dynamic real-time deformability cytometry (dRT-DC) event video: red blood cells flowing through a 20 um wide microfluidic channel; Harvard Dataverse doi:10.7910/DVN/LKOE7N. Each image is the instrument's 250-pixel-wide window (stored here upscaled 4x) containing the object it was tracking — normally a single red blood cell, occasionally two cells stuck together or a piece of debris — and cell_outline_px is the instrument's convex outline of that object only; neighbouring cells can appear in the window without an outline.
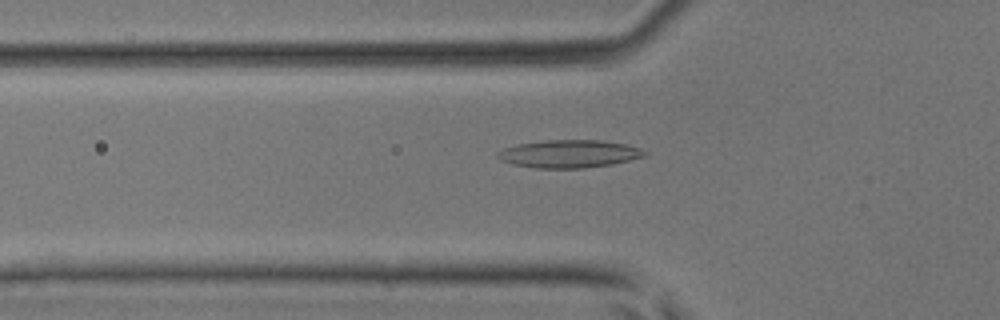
{"species": "common noctule bat (a hibernating species)", "species_latin": "Nyctalus noctula", "temperature_condition": "room temperature", "stored_images_in_passage": 44, "camera_frame_rate_fps": 3000, "um_per_image_px": 0.085, "animal": {"sex": "male", "body_mass_g": 17.9, "forearm_length_mm": 54.2}, "frame": {"image": 1, "passage_image": 15, "time_ms": 4.667, "image_size_px": [1000, 320], "cell_outline_px": [[648, 156], [612, 164], [584, 168], [536, 168], [512, 164], [500, 160], [496, 156], [496, 152], [504, 148], [516, 144], [544, 140], [600, 140], [624, 144], [640, 148], [648, 152]], "centroid_in_image_um": [48.37, 13.07], "position_along_channel_um": 77.4, "area_um2": 23.99}}
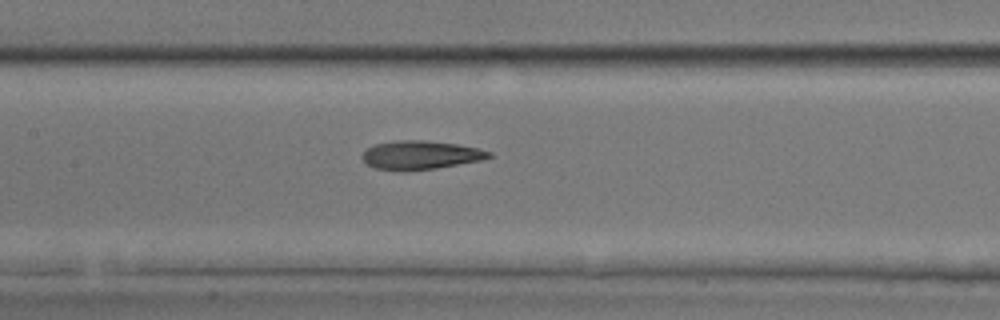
{"frame": {"image": 2, "passage_image": 21, "time_ms": 6.667, "image_size_px": [1000, 320], "cell_outline_px": [[492, 156], [480, 160], [436, 168], [408, 172], [376, 168], [368, 164], [360, 156], [368, 148], [376, 144], [396, 140], [424, 140], [456, 144], [476, 148], [492, 152]], "centroid_in_image_um": [35.72, 13.19], "position_along_channel_um": 171.7, "area_um2": 21.04}}
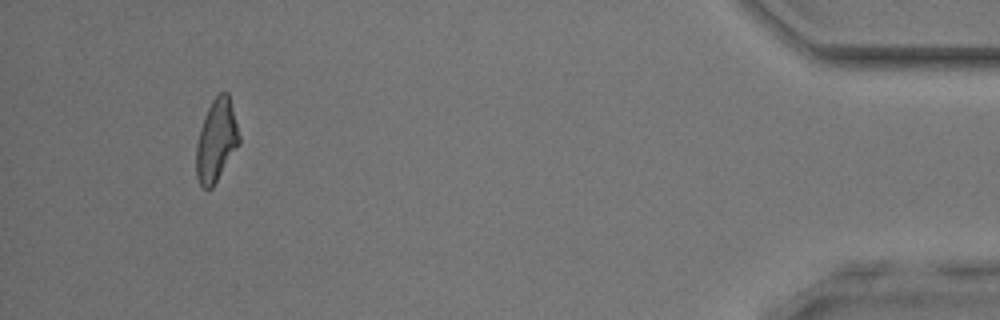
{"frame": {"image": 3, "passage_image": 41, "time_ms": 13.333, "image_size_px": [1000, 320], "cell_outline_px": [[240, 144], [212, 188], [204, 188], [200, 184], [196, 176], [196, 144], [200, 128], [204, 116], [212, 100], [220, 92], [228, 92], [240, 136]], "centroid_in_image_um": [18.39, 11.94], "position_along_channel_um": 416.8, "area_um2": 20.58}}